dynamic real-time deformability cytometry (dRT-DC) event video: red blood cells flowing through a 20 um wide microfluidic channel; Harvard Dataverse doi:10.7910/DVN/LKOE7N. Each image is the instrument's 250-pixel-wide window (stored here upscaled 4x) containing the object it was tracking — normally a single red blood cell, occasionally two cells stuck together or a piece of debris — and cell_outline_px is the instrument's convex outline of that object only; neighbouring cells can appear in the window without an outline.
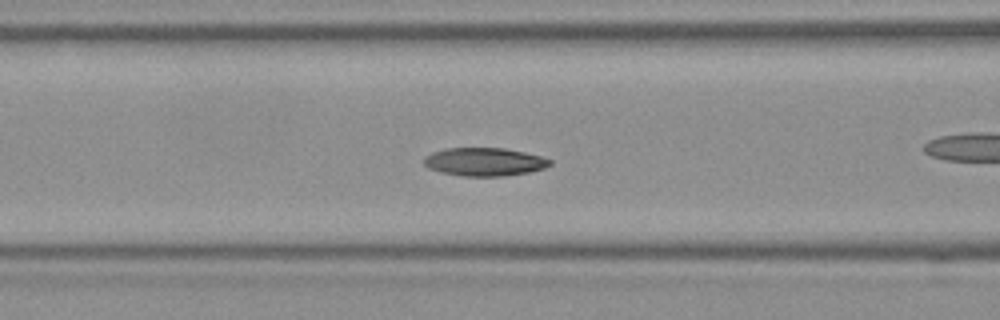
{"species": "Egyptian fruit bat (a non-hibernating species)", "species_latin": "Rousettus aegyptiacus", "temperature_condition": "room temperature", "stored_images_in_passage": 54, "camera_frame_rate_fps": 3000, "um_per_image_px": 0.085, "frame": {"image": 1, "passage_image": 22, "time_ms": 7.0, "image_size_px": [1000, 320], "cell_outline_px": [[552, 164], [544, 168], [528, 172], [504, 176], [460, 176], [440, 172], [428, 168], [424, 164], [424, 156], [432, 152], [444, 148], [504, 148], [524, 152], [540, 156], [552, 160]], "centroid_in_image_um": [41.15, 13.75], "position_along_channel_um": 125.5, "area_um2": 20.81}}
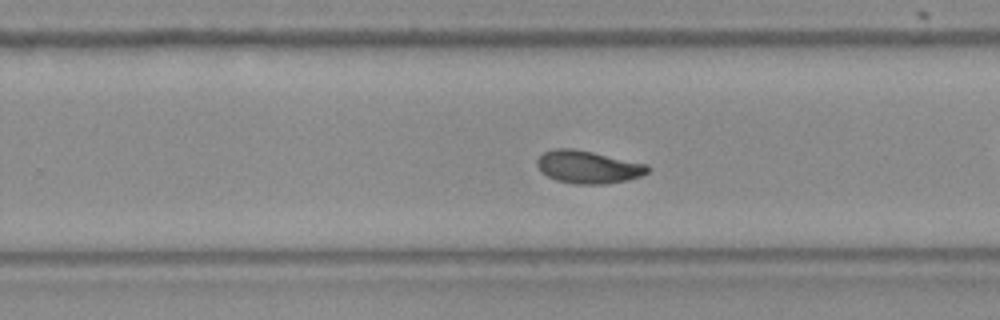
{"frame": {"image": 2, "passage_image": 34, "time_ms": 11.0, "image_size_px": [1000, 320], "cell_outline_px": [[652, 168], [648, 172], [640, 176], [628, 180], [604, 184], [576, 184], [556, 180], [540, 172], [536, 164], [536, 160], [544, 152], [556, 148], [572, 148], [592, 152], [648, 164]], "centroid_in_image_um": [49.99, 14.2], "position_along_channel_um": 279.8, "area_um2": 21.15}}
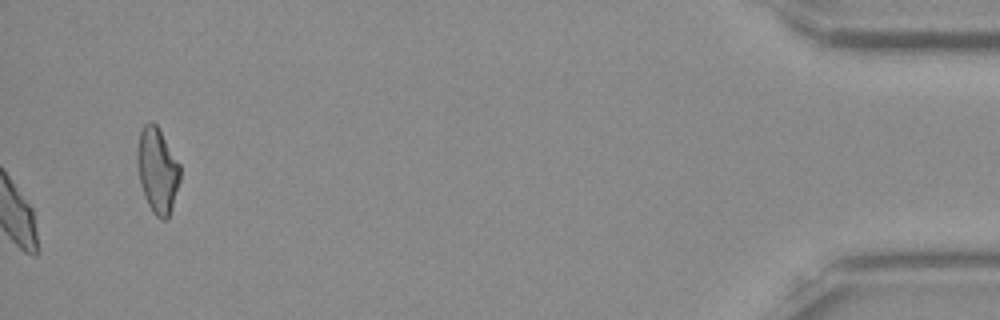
{"frame": {"image": 3, "passage_image": 54, "time_ms": 17.667, "image_size_px": [1000, 320], "cell_outline_px": [[180, 180], [172, 208], [168, 220], [160, 220], [152, 212], [144, 196], [140, 184], [136, 160], [136, 148], [140, 132], [144, 124], [152, 120], [156, 124], [180, 164]], "centroid_in_image_um": [13.37, 14.5], "position_along_channel_um": 421.8, "area_um2": 21.56}, "authors_computed_cell_mechanics": {"area_um2": 20.6924, "velocity_mm_per_s": 3.8608, "shape_relaxation_time_tau1_ms": 5.2883, "shape_relaxation_time_tau2_ms": 3.3032, "deformation_change_tau1": 0.1402, "deformation_change_tau2": 0.0664}}